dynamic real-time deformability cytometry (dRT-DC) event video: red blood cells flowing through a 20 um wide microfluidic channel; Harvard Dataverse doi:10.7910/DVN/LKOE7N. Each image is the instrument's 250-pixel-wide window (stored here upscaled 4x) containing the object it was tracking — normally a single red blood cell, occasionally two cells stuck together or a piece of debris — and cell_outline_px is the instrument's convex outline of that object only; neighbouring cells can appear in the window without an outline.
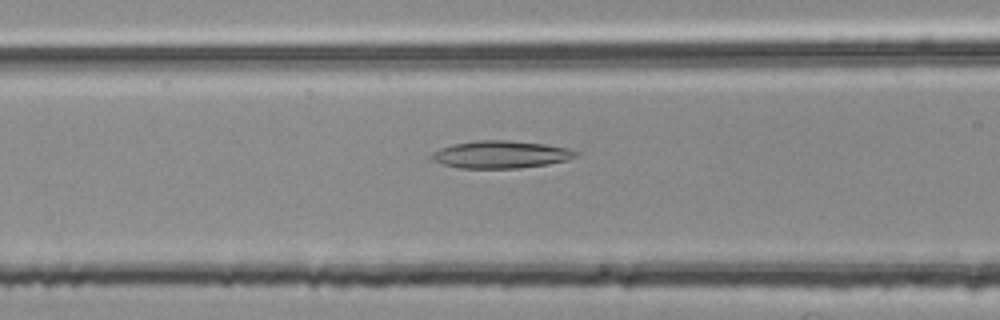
{"species": "common noctule bat (a hibernating species)", "species_latin": "Nyctalus noctula", "temperature_condition": "room temperature", "stored_images_in_passage": 46, "camera_frame_rate_fps": 3000, "um_per_image_px": 0.085, "animal": {"sex": "female", "body_mass_g": 25.1}, "frame": {"image": 1, "passage_image": 14, "time_ms": 4.333, "image_size_px": [1000, 320], "cell_outline_px": [[580, 152], [576, 156], [568, 160], [548, 164], [520, 168], [460, 168], [444, 164], [432, 160], [428, 156], [432, 152], [440, 148], [452, 144], [476, 140], [508, 140], [544, 144], [568, 148]], "centroid_in_image_um": [42.55, 13.13], "position_along_channel_um": 124.0, "area_um2": 23.18}}
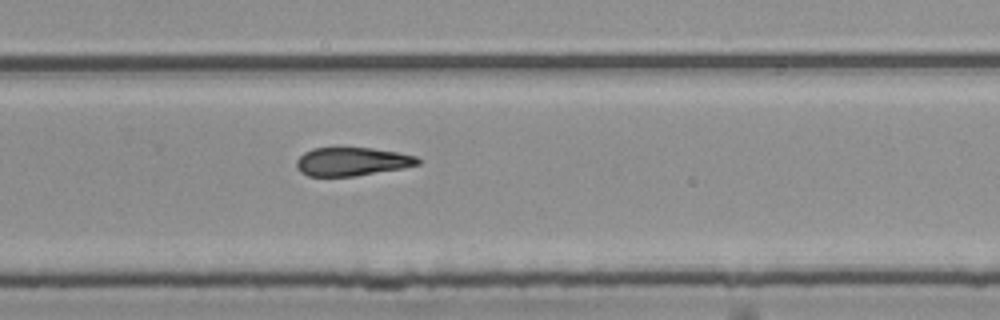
{"frame": {"image": 2, "passage_image": 28, "time_ms": 9.0, "image_size_px": [1000, 320], "cell_outline_px": [[420, 164], [404, 168], [356, 176], [308, 176], [300, 172], [296, 168], [296, 160], [304, 152], [312, 148], [372, 148], [396, 152], [416, 156], [420, 160]], "centroid_in_image_um": [29.9, 13.74], "position_along_channel_um": 299.9, "area_um2": 20.17}}
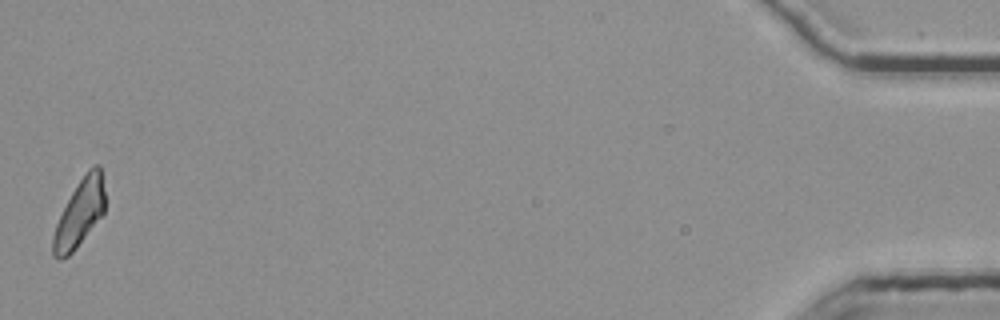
{"frame": {"image": 3, "passage_image": 46, "time_ms": 15.0, "image_size_px": [1000, 320], "cell_outline_px": [[104, 212], [76, 248], [68, 256], [60, 260], [52, 256], [52, 236], [56, 224], [72, 192], [88, 168], [92, 164], [100, 164], [104, 192]], "centroid_in_image_um": [6.75, 18.13], "position_along_channel_um": 428.5, "area_um2": 20.0}}